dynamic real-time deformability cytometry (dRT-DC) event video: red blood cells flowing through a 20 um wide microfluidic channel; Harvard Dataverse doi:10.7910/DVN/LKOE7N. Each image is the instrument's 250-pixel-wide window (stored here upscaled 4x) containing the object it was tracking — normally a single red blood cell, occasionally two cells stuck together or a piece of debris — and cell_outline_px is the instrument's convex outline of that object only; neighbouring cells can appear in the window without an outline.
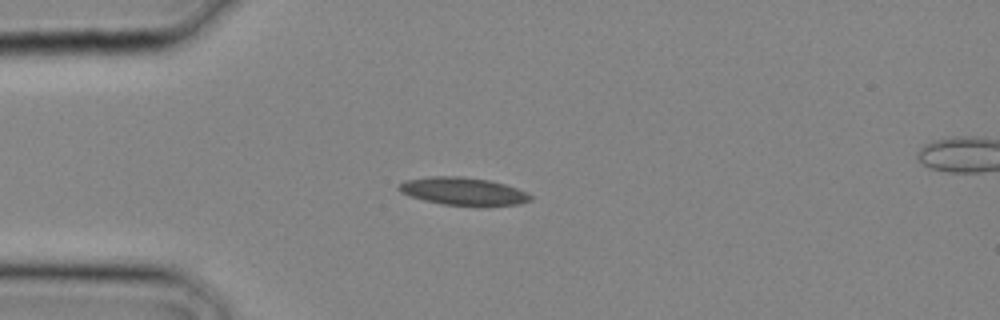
{"species": "common noctule bat (a hibernating species)", "species_latin": "Nyctalus noctula", "temperature_condition": "cold", "stored_images_in_passage": 3, "camera_frame_rate_fps": 3000, "um_per_image_px": 0.085, "animal": {"sex": "male", "body_mass_g": 20.4}, "frame": {"image": 1, "passage_image": 2, "time_ms": 0.333, "image_size_px": [1000, 320], "cell_outline_px": [[532, 200], [520, 204], [488, 208], [480, 208], [444, 204], [424, 200], [400, 192], [396, 188], [404, 180], [432, 176], [460, 176], [488, 180], [504, 184], [528, 192], [532, 196]], "centroid_in_image_um": [39.44, 16.3], "position_along_channel_um": 45.6, "area_um2": 21.91}}